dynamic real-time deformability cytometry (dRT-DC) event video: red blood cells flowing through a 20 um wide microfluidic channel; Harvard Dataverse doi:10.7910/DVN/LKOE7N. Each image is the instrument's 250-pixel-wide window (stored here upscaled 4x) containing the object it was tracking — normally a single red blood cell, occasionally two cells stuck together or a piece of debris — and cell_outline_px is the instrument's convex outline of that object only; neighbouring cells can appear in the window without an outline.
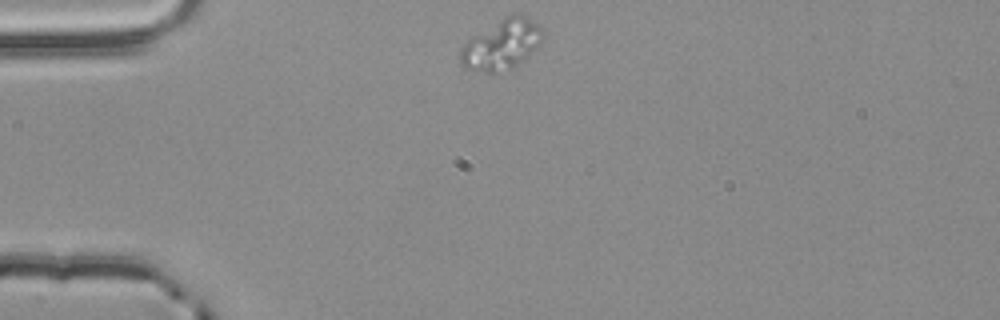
{"species": "common noctule bat (a hibernating species)", "species_latin": "Nyctalus noctula", "temperature_condition": "room temperature", "stored_images_in_passage": 42, "camera_frame_rate_fps": 3000, "um_per_image_px": 0.085, "animal": {"sex": "male", "body_mass_g": 20.4}, "frame": {"image": 1, "passage_image": 1, "time_ms": 0.0, "image_size_px": [1000, 320], "cell_outline_px": [[544, 36], [540, 44], [536, 48], [512, 68], [492, 72], [484, 72], [464, 68], [460, 64], [460, 48], [472, 36], [504, 16], [512, 12], [520, 12], [536, 24], [544, 32]], "centroid_in_image_um": [42.62, 3.75], "position_along_channel_um": 42.4, "area_um2": 23.99}}
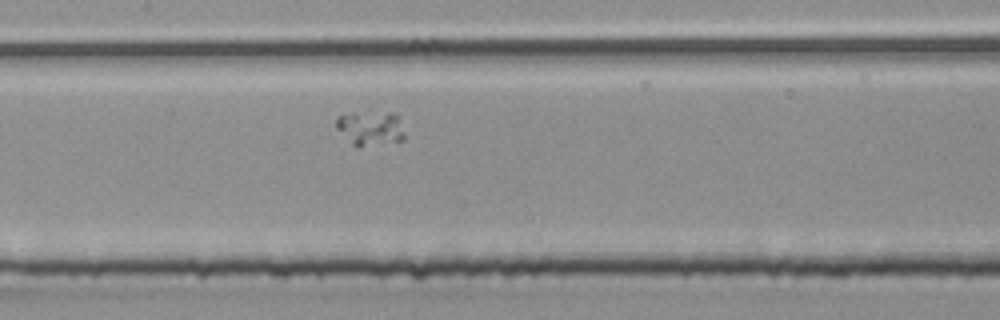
{"frame": {"image": 2, "passage_image": 14, "time_ms": 4.333, "image_size_px": [1000, 320], "cell_outline_px": [[404, 140], [356, 148], [336, 128], [336, 116], [352, 112], [392, 112], [400, 116], [404, 136]], "centroid_in_image_um": [31.48, 10.88], "position_along_channel_um": 175.9, "area_um2": 14.1}}
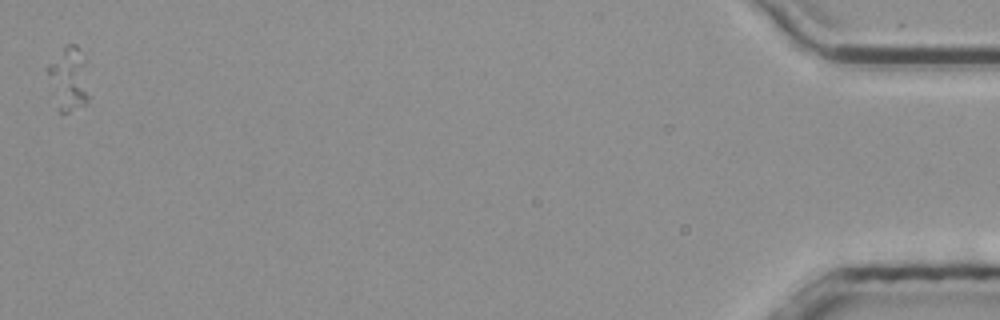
{"frame": {"image": 3, "passage_image": 42, "time_ms": 13.667, "image_size_px": [1000, 320], "cell_outline_px": [[88, 104], [68, 112], [60, 112], [44, 68], [68, 44], [76, 44], [88, 60]], "centroid_in_image_um": [5.88, 6.67], "position_along_channel_um": 429.3, "area_um2": 15.72}}